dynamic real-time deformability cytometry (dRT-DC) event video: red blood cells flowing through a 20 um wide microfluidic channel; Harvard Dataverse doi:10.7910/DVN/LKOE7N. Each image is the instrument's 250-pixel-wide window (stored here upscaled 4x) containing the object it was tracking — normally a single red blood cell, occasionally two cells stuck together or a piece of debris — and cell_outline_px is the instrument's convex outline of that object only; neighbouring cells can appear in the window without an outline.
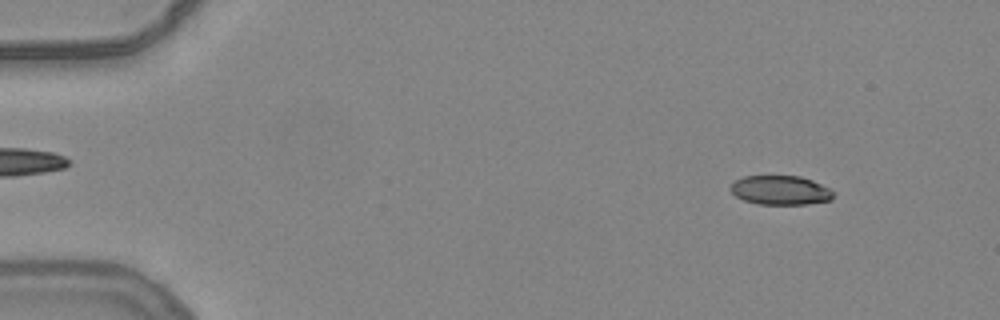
{"species": "common noctule bat (a hibernating species)", "species_latin": "Nyctalus noctula", "temperature_condition": "warm", "stored_images_in_passage": 54, "camera_frame_rate_fps": 3000, "um_per_image_px": 0.085, "animal": {"sex": "female", "body_mass_g": 24.6, "forearm_length_mm": 56.2}, "frame": {"image": 1, "passage_image": 6, "time_ms": 1.667, "image_size_px": [1000, 320], "cell_outline_px": [[832, 200], [808, 204], [756, 204], [744, 200], [736, 196], [728, 188], [736, 180], [744, 176], [800, 176], [812, 180], [828, 188], [832, 192]], "centroid_in_image_um": [66.31, 16.17], "position_along_channel_um": 18.7, "area_um2": 17.4}}
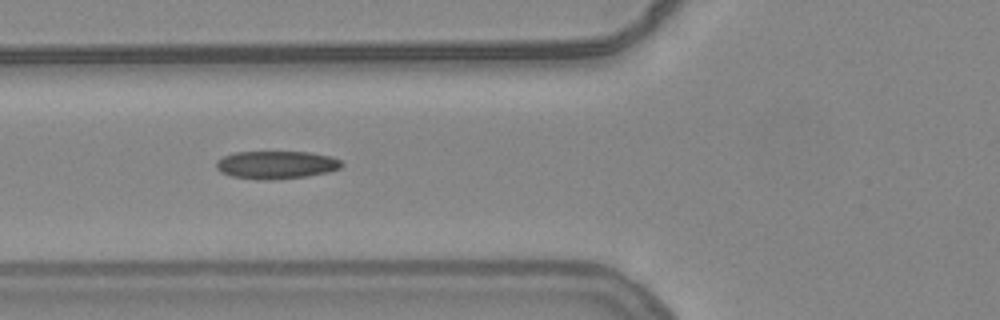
{"frame": {"image": 2, "passage_image": 21, "time_ms": 6.667, "image_size_px": [1000, 320], "cell_outline_px": [[344, 164], [340, 168], [328, 172], [308, 176], [268, 180], [256, 180], [232, 176], [220, 172], [216, 168], [216, 160], [224, 156], [236, 152], [308, 152], [332, 156], [340, 160]], "centroid_in_image_um": [23.48, 14.01], "position_along_channel_um": 102.3, "area_um2": 20.52}}
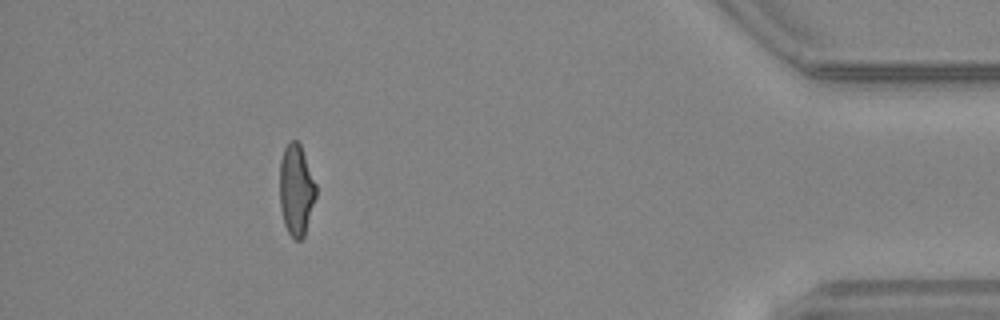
{"frame": {"image": 3, "passage_image": 49, "time_ms": 16.0, "image_size_px": [1000, 320], "cell_outline_px": [[316, 196], [304, 236], [300, 240], [296, 240], [288, 232], [284, 224], [280, 208], [280, 160], [284, 148], [288, 140], [296, 140], [300, 144], [316, 184]], "centroid_in_image_um": [25.16, 16.13], "position_along_channel_um": 410.0, "area_um2": 19.25}, "authors_computed_cell_mechanics": {"area_um2": 19.7098, "velocity_mm_per_s": 3.8731, "shape_relaxation_time_tau1_ms": 7.5803, "shape_relaxation_time_tau2_ms": 1.8327, "deformation_change_tau1": 0.2283, "deformation_change_tau2": 0.1006}}